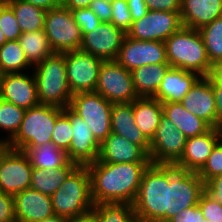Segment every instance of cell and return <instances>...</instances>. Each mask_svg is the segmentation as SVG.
<instances>
[{"instance_id":"obj_1","label":"cell","mask_w":222,"mask_h":222,"mask_svg":"<svg viewBox=\"0 0 222 222\" xmlns=\"http://www.w3.org/2000/svg\"><path fill=\"white\" fill-rule=\"evenodd\" d=\"M150 163H104L99 160L87 165L94 204H133L144 170Z\"/></svg>"},{"instance_id":"obj_2","label":"cell","mask_w":222,"mask_h":222,"mask_svg":"<svg viewBox=\"0 0 222 222\" xmlns=\"http://www.w3.org/2000/svg\"><path fill=\"white\" fill-rule=\"evenodd\" d=\"M132 206L140 222H166L168 164L148 165Z\"/></svg>"},{"instance_id":"obj_3","label":"cell","mask_w":222,"mask_h":222,"mask_svg":"<svg viewBox=\"0 0 222 222\" xmlns=\"http://www.w3.org/2000/svg\"><path fill=\"white\" fill-rule=\"evenodd\" d=\"M53 212L66 220L91 213L94 202L87 166H78L51 196Z\"/></svg>"},{"instance_id":"obj_4","label":"cell","mask_w":222,"mask_h":222,"mask_svg":"<svg viewBox=\"0 0 222 222\" xmlns=\"http://www.w3.org/2000/svg\"><path fill=\"white\" fill-rule=\"evenodd\" d=\"M165 45L171 67L208 76L212 64L199 30L182 27L165 40Z\"/></svg>"},{"instance_id":"obj_5","label":"cell","mask_w":222,"mask_h":222,"mask_svg":"<svg viewBox=\"0 0 222 222\" xmlns=\"http://www.w3.org/2000/svg\"><path fill=\"white\" fill-rule=\"evenodd\" d=\"M34 67L39 103L69 107L73 95L66 78L65 53H53Z\"/></svg>"},{"instance_id":"obj_6","label":"cell","mask_w":222,"mask_h":222,"mask_svg":"<svg viewBox=\"0 0 222 222\" xmlns=\"http://www.w3.org/2000/svg\"><path fill=\"white\" fill-rule=\"evenodd\" d=\"M62 113V108L45 104L29 108L16 135L5 146L22 151L25 147L51 142L56 119Z\"/></svg>"},{"instance_id":"obj_7","label":"cell","mask_w":222,"mask_h":222,"mask_svg":"<svg viewBox=\"0 0 222 222\" xmlns=\"http://www.w3.org/2000/svg\"><path fill=\"white\" fill-rule=\"evenodd\" d=\"M205 184L197 172L186 171L168 164V209L166 222L180 211L198 205Z\"/></svg>"},{"instance_id":"obj_8","label":"cell","mask_w":222,"mask_h":222,"mask_svg":"<svg viewBox=\"0 0 222 222\" xmlns=\"http://www.w3.org/2000/svg\"><path fill=\"white\" fill-rule=\"evenodd\" d=\"M113 104L96 92L77 93L71 98L69 108L91 129L101 144L112 132L111 113Z\"/></svg>"},{"instance_id":"obj_9","label":"cell","mask_w":222,"mask_h":222,"mask_svg":"<svg viewBox=\"0 0 222 222\" xmlns=\"http://www.w3.org/2000/svg\"><path fill=\"white\" fill-rule=\"evenodd\" d=\"M44 31L54 53L70 52L81 47L82 31L74 21L71 10L63 5L47 11Z\"/></svg>"},{"instance_id":"obj_10","label":"cell","mask_w":222,"mask_h":222,"mask_svg":"<svg viewBox=\"0 0 222 222\" xmlns=\"http://www.w3.org/2000/svg\"><path fill=\"white\" fill-rule=\"evenodd\" d=\"M32 169L24 152L0 145V192L14 197L30 188Z\"/></svg>"},{"instance_id":"obj_11","label":"cell","mask_w":222,"mask_h":222,"mask_svg":"<svg viewBox=\"0 0 222 222\" xmlns=\"http://www.w3.org/2000/svg\"><path fill=\"white\" fill-rule=\"evenodd\" d=\"M95 92L114 103H129L139 98L135 92L131 71L115 61H103Z\"/></svg>"},{"instance_id":"obj_12","label":"cell","mask_w":222,"mask_h":222,"mask_svg":"<svg viewBox=\"0 0 222 222\" xmlns=\"http://www.w3.org/2000/svg\"><path fill=\"white\" fill-rule=\"evenodd\" d=\"M103 60L84 52H65L66 78L72 95L95 92Z\"/></svg>"},{"instance_id":"obj_13","label":"cell","mask_w":222,"mask_h":222,"mask_svg":"<svg viewBox=\"0 0 222 222\" xmlns=\"http://www.w3.org/2000/svg\"><path fill=\"white\" fill-rule=\"evenodd\" d=\"M182 27L180 12L149 10L142 18L133 21L131 29L126 34L135 40L165 42Z\"/></svg>"},{"instance_id":"obj_14","label":"cell","mask_w":222,"mask_h":222,"mask_svg":"<svg viewBox=\"0 0 222 222\" xmlns=\"http://www.w3.org/2000/svg\"><path fill=\"white\" fill-rule=\"evenodd\" d=\"M187 137L164 115L150 141L149 159L153 164H174L184 151Z\"/></svg>"},{"instance_id":"obj_15","label":"cell","mask_w":222,"mask_h":222,"mask_svg":"<svg viewBox=\"0 0 222 222\" xmlns=\"http://www.w3.org/2000/svg\"><path fill=\"white\" fill-rule=\"evenodd\" d=\"M116 61L129 71L148 64H168L165 42L135 40L126 34Z\"/></svg>"},{"instance_id":"obj_16","label":"cell","mask_w":222,"mask_h":222,"mask_svg":"<svg viewBox=\"0 0 222 222\" xmlns=\"http://www.w3.org/2000/svg\"><path fill=\"white\" fill-rule=\"evenodd\" d=\"M126 33L111 22H101L83 35L80 50L103 61H115Z\"/></svg>"},{"instance_id":"obj_17","label":"cell","mask_w":222,"mask_h":222,"mask_svg":"<svg viewBox=\"0 0 222 222\" xmlns=\"http://www.w3.org/2000/svg\"><path fill=\"white\" fill-rule=\"evenodd\" d=\"M63 114L70 120L73 137L67 151L69 161L78 166H87L98 160L100 144L94 138L89 126L69 107L63 109Z\"/></svg>"},{"instance_id":"obj_18","label":"cell","mask_w":222,"mask_h":222,"mask_svg":"<svg viewBox=\"0 0 222 222\" xmlns=\"http://www.w3.org/2000/svg\"><path fill=\"white\" fill-rule=\"evenodd\" d=\"M221 139V128H211L202 135L187 138L182 155L173 165L182 170L198 172Z\"/></svg>"},{"instance_id":"obj_19","label":"cell","mask_w":222,"mask_h":222,"mask_svg":"<svg viewBox=\"0 0 222 222\" xmlns=\"http://www.w3.org/2000/svg\"><path fill=\"white\" fill-rule=\"evenodd\" d=\"M184 108L217 128L216 101L213 85L207 76H201L181 101Z\"/></svg>"},{"instance_id":"obj_20","label":"cell","mask_w":222,"mask_h":222,"mask_svg":"<svg viewBox=\"0 0 222 222\" xmlns=\"http://www.w3.org/2000/svg\"><path fill=\"white\" fill-rule=\"evenodd\" d=\"M1 99L28 110L39 103L34 75L7 73L1 75Z\"/></svg>"},{"instance_id":"obj_21","label":"cell","mask_w":222,"mask_h":222,"mask_svg":"<svg viewBox=\"0 0 222 222\" xmlns=\"http://www.w3.org/2000/svg\"><path fill=\"white\" fill-rule=\"evenodd\" d=\"M17 222H41L55 216L51 196L27 188L14 196Z\"/></svg>"},{"instance_id":"obj_22","label":"cell","mask_w":222,"mask_h":222,"mask_svg":"<svg viewBox=\"0 0 222 222\" xmlns=\"http://www.w3.org/2000/svg\"><path fill=\"white\" fill-rule=\"evenodd\" d=\"M98 160L104 163H151L149 155L140 146L113 132L100 144Z\"/></svg>"},{"instance_id":"obj_23","label":"cell","mask_w":222,"mask_h":222,"mask_svg":"<svg viewBox=\"0 0 222 222\" xmlns=\"http://www.w3.org/2000/svg\"><path fill=\"white\" fill-rule=\"evenodd\" d=\"M200 77L196 72L170 67L153 98L161 103L181 102Z\"/></svg>"},{"instance_id":"obj_24","label":"cell","mask_w":222,"mask_h":222,"mask_svg":"<svg viewBox=\"0 0 222 222\" xmlns=\"http://www.w3.org/2000/svg\"><path fill=\"white\" fill-rule=\"evenodd\" d=\"M111 130L113 133L123 136L133 144L140 146L149 155L150 141L135 124L133 102L113 104Z\"/></svg>"},{"instance_id":"obj_25","label":"cell","mask_w":222,"mask_h":222,"mask_svg":"<svg viewBox=\"0 0 222 222\" xmlns=\"http://www.w3.org/2000/svg\"><path fill=\"white\" fill-rule=\"evenodd\" d=\"M183 27L199 30L222 16V0H182Z\"/></svg>"},{"instance_id":"obj_26","label":"cell","mask_w":222,"mask_h":222,"mask_svg":"<svg viewBox=\"0 0 222 222\" xmlns=\"http://www.w3.org/2000/svg\"><path fill=\"white\" fill-rule=\"evenodd\" d=\"M162 110L163 115L187 138L202 135L212 128L206 121L188 112L181 102L162 103Z\"/></svg>"},{"instance_id":"obj_27","label":"cell","mask_w":222,"mask_h":222,"mask_svg":"<svg viewBox=\"0 0 222 222\" xmlns=\"http://www.w3.org/2000/svg\"><path fill=\"white\" fill-rule=\"evenodd\" d=\"M135 124L151 141L163 115L162 103L154 98H137L133 101Z\"/></svg>"},{"instance_id":"obj_28","label":"cell","mask_w":222,"mask_h":222,"mask_svg":"<svg viewBox=\"0 0 222 222\" xmlns=\"http://www.w3.org/2000/svg\"><path fill=\"white\" fill-rule=\"evenodd\" d=\"M171 66L169 64H148L131 71L135 92L139 98H153Z\"/></svg>"},{"instance_id":"obj_29","label":"cell","mask_w":222,"mask_h":222,"mask_svg":"<svg viewBox=\"0 0 222 222\" xmlns=\"http://www.w3.org/2000/svg\"><path fill=\"white\" fill-rule=\"evenodd\" d=\"M77 167L78 165L71 161L58 169L51 168L45 170L33 167L31 188L41 192L42 194L52 196Z\"/></svg>"},{"instance_id":"obj_30","label":"cell","mask_w":222,"mask_h":222,"mask_svg":"<svg viewBox=\"0 0 222 222\" xmlns=\"http://www.w3.org/2000/svg\"><path fill=\"white\" fill-rule=\"evenodd\" d=\"M22 152L28 156L31 165L39 169H58L69 162L67 152L58 148L53 142L25 147Z\"/></svg>"},{"instance_id":"obj_31","label":"cell","mask_w":222,"mask_h":222,"mask_svg":"<svg viewBox=\"0 0 222 222\" xmlns=\"http://www.w3.org/2000/svg\"><path fill=\"white\" fill-rule=\"evenodd\" d=\"M7 4L12 8L22 33L44 30L47 13L45 9L22 0H11Z\"/></svg>"},{"instance_id":"obj_32","label":"cell","mask_w":222,"mask_h":222,"mask_svg":"<svg viewBox=\"0 0 222 222\" xmlns=\"http://www.w3.org/2000/svg\"><path fill=\"white\" fill-rule=\"evenodd\" d=\"M18 42L25 53L27 61L33 67L54 53L44 30L23 32Z\"/></svg>"},{"instance_id":"obj_33","label":"cell","mask_w":222,"mask_h":222,"mask_svg":"<svg viewBox=\"0 0 222 222\" xmlns=\"http://www.w3.org/2000/svg\"><path fill=\"white\" fill-rule=\"evenodd\" d=\"M91 214L97 222H140L129 203L95 204Z\"/></svg>"},{"instance_id":"obj_34","label":"cell","mask_w":222,"mask_h":222,"mask_svg":"<svg viewBox=\"0 0 222 222\" xmlns=\"http://www.w3.org/2000/svg\"><path fill=\"white\" fill-rule=\"evenodd\" d=\"M32 66L26 59L25 53L18 40L7 41L0 47V74L21 73Z\"/></svg>"},{"instance_id":"obj_35","label":"cell","mask_w":222,"mask_h":222,"mask_svg":"<svg viewBox=\"0 0 222 222\" xmlns=\"http://www.w3.org/2000/svg\"><path fill=\"white\" fill-rule=\"evenodd\" d=\"M199 32L204 41L210 63L222 61V16L201 27Z\"/></svg>"},{"instance_id":"obj_36","label":"cell","mask_w":222,"mask_h":222,"mask_svg":"<svg viewBox=\"0 0 222 222\" xmlns=\"http://www.w3.org/2000/svg\"><path fill=\"white\" fill-rule=\"evenodd\" d=\"M25 111V109L0 98V128L10 134L8 139H0V145H6L16 135L23 121Z\"/></svg>"},{"instance_id":"obj_37","label":"cell","mask_w":222,"mask_h":222,"mask_svg":"<svg viewBox=\"0 0 222 222\" xmlns=\"http://www.w3.org/2000/svg\"><path fill=\"white\" fill-rule=\"evenodd\" d=\"M206 184L210 179L222 175V139L214 146L206 163L197 172Z\"/></svg>"},{"instance_id":"obj_38","label":"cell","mask_w":222,"mask_h":222,"mask_svg":"<svg viewBox=\"0 0 222 222\" xmlns=\"http://www.w3.org/2000/svg\"><path fill=\"white\" fill-rule=\"evenodd\" d=\"M0 28L7 41H16L22 34L13 10L7 3H0Z\"/></svg>"},{"instance_id":"obj_39","label":"cell","mask_w":222,"mask_h":222,"mask_svg":"<svg viewBox=\"0 0 222 222\" xmlns=\"http://www.w3.org/2000/svg\"><path fill=\"white\" fill-rule=\"evenodd\" d=\"M73 137L70 120L62 113L57 119L52 132L51 142L58 148L68 151Z\"/></svg>"},{"instance_id":"obj_40","label":"cell","mask_w":222,"mask_h":222,"mask_svg":"<svg viewBox=\"0 0 222 222\" xmlns=\"http://www.w3.org/2000/svg\"><path fill=\"white\" fill-rule=\"evenodd\" d=\"M112 16L111 23L127 33L133 24V19L130 14L126 0H116L111 4Z\"/></svg>"},{"instance_id":"obj_41","label":"cell","mask_w":222,"mask_h":222,"mask_svg":"<svg viewBox=\"0 0 222 222\" xmlns=\"http://www.w3.org/2000/svg\"><path fill=\"white\" fill-rule=\"evenodd\" d=\"M198 207L209 222H222V205L206 191L200 195Z\"/></svg>"},{"instance_id":"obj_42","label":"cell","mask_w":222,"mask_h":222,"mask_svg":"<svg viewBox=\"0 0 222 222\" xmlns=\"http://www.w3.org/2000/svg\"><path fill=\"white\" fill-rule=\"evenodd\" d=\"M71 12L74 21L82 31V35L94 30L95 27H97L102 22L89 7L71 10Z\"/></svg>"},{"instance_id":"obj_43","label":"cell","mask_w":222,"mask_h":222,"mask_svg":"<svg viewBox=\"0 0 222 222\" xmlns=\"http://www.w3.org/2000/svg\"><path fill=\"white\" fill-rule=\"evenodd\" d=\"M0 222H17L14 197L3 192H0Z\"/></svg>"},{"instance_id":"obj_44","label":"cell","mask_w":222,"mask_h":222,"mask_svg":"<svg viewBox=\"0 0 222 222\" xmlns=\"http://www.w3.org/2000/svg\"><path fill=\"white\" fill-rule=\"evenodd\" d=\"M151 11L181 12L182 0H144Z\"/></svg>"},{"instance_id":"obj_45","label":"cell","mask_w":222,"mask_h":222,"mask_svg":"<svg viewBox=\"0 0 222 222\" xmlns=\"http://www.w3.org/2000/svg\"><path fill=\"white\" fill-rule=\"evenodd\" d=\"M201 218H204L203 214L196 205L180 211L179 214H176L167 222H201Z\"/></svg>"},{"instance_id":"obj_46","label":"cell","mask_w":222,"mask_h":222,"mask_svg":"<svg viewBox=\"0 0 222 222\" xmlns=\"http://www.w3.org/2000/svg\"><path fill=\"white\" fill-rule=\"evenodd\" d=\"M89 8L97 15L102 22H110L112 16V7L110 3L103 0H93Z\"/></svg>"},{"instance_id":"obj_47","label":"cell","mask_w":222,"mask_h":222,"mask_svg":"<svg viewBox=\"0 0 222 222\" xmlns=\"http://www.w3.org/2000/svg\"><path fill=\"white\" fill-rule=\"evenodd\" d=\"M205 191L222 205V175L210 179L205 184Z\"/></svg>"},{"instance_id":"obj_48","label":"cell","mask_w":222,"mask_h":222,"mask_svg":"<svg viewBox=\"0 0 222 222\" xmlns=\"http://www.w3.org/2000/svg\"><path fill=\"white\" fill-rule=\"evenodd\" d=\"M133 21L146 15L149 11L144 0H126Z\"/></svg>"},{"instance_id":"obj_49","label":"cell","mask_w":222,"mask_h":222,"mask_svg":"<svg viewBox=\"0 0 222 222\" xmlns=\"http://www.w3.org/2000/svg\"><path fill=\"white\" fill-rule=\"evenodd\" d=\"M207 77L211 80L212 85L222 87V61L217 62L211 66Z\"/></svg>"},{"instance_id":"obj_50","label":"cell","mask_w":222,"mask_h":222,"mask_svg":"<svg viewBox=\"0 0 222 222\" xmlns=\"http://www.w3.org/2000/svg\"><path fill=\"white\" fill-rule=\"evenodd\" d=\"M214 98L216 101L217 128L222 127V87L213 85Z\"/></svg>"},{"instance_id":"obj_51","label":"cell","mask_w":222,"mask_h":222,"mask_svg":"<svg viewBox=\"0 0 222 222\" xmlns=\"http://www.w3.org/2000/svg\"><path fill=\"white\" fill-rule=\"evenodd\" d=\"M46 11L62 6V0H22Z\"/></svg>"},{"instance_id":"obj_52","label":"cell","mask_w":222,"mask_h":222,"mask_svg":"<svg viewBox=\"0 0 222 222\" xmlns=\"http://www.w3.org/2000/svg\"><path fill=\"white\" fill-rule=\"evenodd\" d=\"M93 0H62V5L69 10L88 8Z\"/></svg>"},{"instance_id":"obj_53","label":"cell","mask_w":222,"mask_h":222,"mask_svg":"<svg viewBox=\"0 0 222 222\" xmlns=\"http://www.w3.org/2000/svg\"><path fill=\"white\" fill-rule=\"evenodd\" d=\"M66 222H97V221L95 220L94 216L90 213L84 217L66 220Z\"/></svg>"},{"instance_id":"obj_54","label":"cell","mask_w":222,"mask_h":222,"mask_svg":"<svg viewBox=\"0 0 222 222\" xmlns=\"http://www.w3.org/2000/svg\"><path fill=\"white\" fill-rule=\"evenodd\" d=\"M41 222H66V219L58 217V216H53L51 218H48L46 220H43Z\"/></svg>"},{"instance_id":"obj_55","label":"cell","mask_w":222,"mask_h":222,"mask_svg":"<svg viewBox=\"0 0 222 222\" xmlns=\"http://www.w3.org/2000/svg\"><path fill=\"white\" fill-rule=\"evenodd\" d=\"M6 42H7L6 37L3 34L2 29L0 28V47Z\"/></svg>"},{"instance_id":"obj_56","label":"cell","mask_w":222,"mask_h":222,"mask_svg":"<svg viewBox=\"0 0 222 222\" xmlns=\"http://www.w3.org/2000/svg\"><path fill=\"white\" fill-rule=\"evenodd\" d=\"M103 1L112 4V3H113L114 1H116V0H103Z\"/></svg>"},{"instance_id":"obj_57","label":"cell","mask_w":222,"mask_h":222,"mask_svg":"<svg viewBox=\"0 0 222 222\" xmlns=\"http://www.w3.org/2000/svg\"><path fill=\"white\" fill-rule=\"evenodd\" d=\"M201 222H209V220L205 218H201Z\"/></svg>"},{"instance_id":"obj_58","label":"cell","mask_w":222,"mask_h":222,"mask_svg":"<svg viewBox=\"0 0 222 222\" xmlns=\"http://www.w3.org/2000/svg\"><path fill=\"white\" fill-rule=\"evenodd\" d=\"M8 1H11V0H0V3H7Z\"/></svg>"},{"instance_id":"obj_59","label":"cell","mask_w":222,"mask_h":222,"mask_svg":"<svg viewBox=\"0 0 222 222\" xmlns=\"http://www.w3.org/2000/svg\"><path fill=\"white\" fill-rule=\"evenodd\" d=\"M0 98H1V74H0Z\"/></svg>"}]
</instances>
